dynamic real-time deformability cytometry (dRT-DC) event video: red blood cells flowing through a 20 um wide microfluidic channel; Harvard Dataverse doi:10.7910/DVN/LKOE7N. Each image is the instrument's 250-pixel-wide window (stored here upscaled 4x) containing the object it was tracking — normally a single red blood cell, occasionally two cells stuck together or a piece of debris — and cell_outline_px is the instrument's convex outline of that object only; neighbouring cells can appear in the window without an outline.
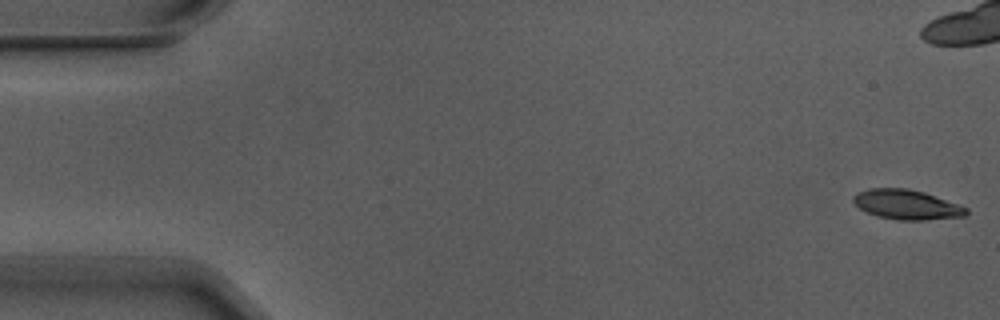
{"species": "Egyptian fruit bat (a non-hibernating species)", "species_latin": "Rousettus aegyptiacus", "temperature_condition": "warm", "stored_images_in_passage": 8, "camera_frame_rate_fps": 3000, "um_per_image_px": 0.085, "animal": {"sex": "male"}, "frame": {"image": 1, "passage_image": 1, "time_ms": 0.0, "image_size_px": [1000, 320], "cell_outline_px": [[968, 212], [964, 216], [924, 220], [900, 220], [876, 216], [860, 208], [852, 200], [852, 196], [868, 188], [908, 188], [924, 192], [968, 208]], "centroid_in_image_um": [77.05, 17.39], "position_along_channel_um": 7.9, "area_um2": 19.36}}